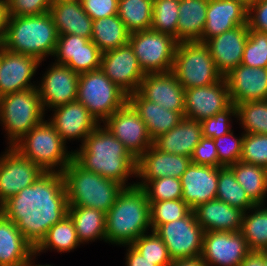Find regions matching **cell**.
<instances>
[{"label":"cell","mask_w":267,"mask_h":266,"mask_svg":"<svg viewBox=\"0 0 267 266\" xmlns=\"http://www.w3.org/2000/svg\"><path fill=\"white\" fill-rule=\"evenodd\" d=\"M65 180L62 173L44 172L30 186L0 206V212L17 224V228L34 248L47 231L68 215Z\"/></svg>","instance_id":"cell-1"},{"label":"cell","mask_w":267,"mask_h":266,"mask_svg":"<svg viewBox=\"0 0 267 266\" xmlns=\"http://www.w3.org/2000/svg\"><path fill=\"white\" fill-rule=\"evenodd\" d=\"M73 160L84 170L116 181L124 188L136 185L125 183L130 175H136L137 160L106 127L99 125L92 131L80 149L73 152Z\"/></svg>","instance_id":"cell-2"},{"label":"cell","mask_w":267,"mask_h":266,"mask_svg":"<svg viewBox=\"0 0 267 266\" xmlns=\"http://www.w3.org/2000/svg\"><path fill=\"white\" fill-rule=\"evenodd\" d=\"M150 203L145 191L135 185L117 195L106 213V242L131 245L150 226Z\"/></svg>","instance_id":"cell-3"},{"label":"cell","mask_w":267,"mask_h":266,"mask_svg":"<svg viewBox=\"0 0 267 266\" xmlns=\"http://www.w3.org/2000/svg\"><path fill=\"white\" fill-rule=\"evenodd\" d=\"M58 32L51 14L9 16L2 47L35 57L40 62L54 54Z\"/></svg>","instance_id":"cell-4"},{"label":"cell","mask_w":267,"mask_h":266,"mask_svg":"<svg viewBox=\"0 0 267 266\" xmlns=\"http://www.w3.org/2000/svg\"><path fill=\"white\" fill-rule=\"evenodd\" d=\"M69 206L91 207L104 213L114 205L123 186L84 170L72 160L62 172Z\"/></svg>","instance_id":"cell-5"},{"label":"cell","mask_w":267,"mask_h":266,"mask_svg":"<svg viewBox=\"0 0 267 266\" xmlns=\"http://www.w3.org/2000/svg\"><path fill=\"white\" fill-rule=\"evenodd\" d=\"M65 144L51 123L43 120L12 147L44 172H54L60 166L56 172L62 173L73 160V151L67 153Z\"/></svg>","instance_id":"cell-6"},{"label":"cell","mask_w":267,"mask_h":266,"mask_svg":"<svg viewBox=\"0 0 267 266\" xmlns=\"http://www.w3.org/2000/svg\"><path fill=\"white\" fill-rule=\"evenodd\" d=\"M44 111L37 88L0 97V120L8 134L10 147L44 120Z\"/></svg>","instance_id":"cell-7"},{"label":"cell","mask_w":267,"mask_h":266,"mask_svg":"<svg viewBox=\"0 0 267 266\" xmlns=\"http://www.w3.org/2000/svg\"><path fill=\"white\" fill-rule=\"evenodd\" d=\"M172 72L184 89L209 86L224 78L208 46L198 41L178 42Z\"/></svg>","instance_id":"cell-8"},{"label":"cell","mask_w":267,"mask_h":266,"mask_svg":"<svg viewBox=\"0 0 267 266\" xmlns=\"http://www.w3.org/2000/svg\"><path fill=\"white\" fill-rule=\"evenodd\" d=\"M77 101L104 123L128 101V95L98 69L79 75Z\"/></svg>","instance_id":"cell-9"},{"label":"cell","mask_w":267,"mask_h":266,"mask_svg":"<svg viewBox=\"0 0 267 266\" xmlns=\"http://www.w3.org/2000/svg\"><path fill=\"white\" fill-rule=\"evenodd\" d=\"M128 43L145 74L172 71L178 41L171 35L142 30L130 33Z\"/></svg>","instance_id":"cell-10"},{"label":"cell","mask_w":267,"mask_h":266,"mask_svg":"<svg viewBox=\"0 0 267 266\" xmlns=\"http://www.w3.org/2000/svg\"><path fill=\"white\" fill-rule=\"evenodd\" d=\"M155 233L166 245L172 260L201 256L205 231L193 210L184 218L160 225Z\"/></svg>","instance_id":"cell-11"},{"label":"cell","mask_w":267,"mask_h":266,"mask_svg":"<svg viewBox=\"0 0 267 266\" xmlns=\"http://www.w3.org/2000/svg\"><path fill=\"white\" fill-rule=\"evenodd\" d=\"M104 122L136 160L153 145L146 124L128 101Z\"/></svg>","instance_id":"cell-12"},{"label":"cell","mask_w":267,"mask_h":266,"mask_svg":"<svg viewBox=\"0 0 267 266\" xmlns=\"http://www.w3.org/2000/svg\"><path fill=\"white\" fill-rule=\"evenodd\" d=\"M251 253L240 231H206L201 258L207 266H240Z\"/></svg>","instance_id":"cell-13"},{"label":"cell","mask_w":267,"mask_h":266,"mask_svg":"<svg viewBox=\"0 0 267 266\" xmlns=\"http://www.w3.org/2000/svg\"><path fill=\"white\" fill-rule=\"evenodd\" d=\"M100 69L127 95L138 91L146 75L129 43L103 52Z\"/></svg>","instance_id":"cell-14"},{"label":"cell","mask_w":267,"mask_h":266,"mask_svg":"<svg viewBox=\"0 0 267 266\" xmlns=\"http://www.w3.org/2000/svg\"><path fill=\"white\" fill-rule=\"evenodd\" d=\"M44 171L9 146L0 157V206L20 190L32 185Z\"/></svg>","instance_id":"cell-15"},{"label":"cell","mask_w":267,"mask_h":266,"mask_svg":"<svg viewBox=\"0 0 267 266\" xmlns=\"http://www.w3.org/2000/svg\"><path fill=\"white\" fill-rule=\"evenodd\" d=\"M184 117L201 122L227 109L232 103L225 78L209 86L185 89Z\"/></svg>","instance_id":"cell-16"},{"label":"cell","mask_w":267,"mask_h":266,"mask_svg":"<svg viewBox=\"0 0 267 266\" xmlns=\"http://www.w3.org/2000/svg\"><path fill=\"white\" fill-rule=\"evenodd\" d=\"M59 65H65L74 72H84L100 69L102 52L90 39L77 35H58L54 51Z\"/></svg>","instance_id":"cell-17"},{"label":"cell","mask_w":267,"mask_h":266,"mask_svg":"<svg viewBox=\"0 0 267 266\" xmlns=\"http://www.w3.org/2000/svg\"><path fill=\"white\" fill-rule=\"evenodd\" d=\"M41 62L35 57L0 48V97L37 86L30 83Z\"/></svg>","instance_id":"cell-18"},{"label":"cell","mask_w":267,"mask_h":266,"mask_svg":"<svg viewBox=\"0 0 267 266\" xmlns=\"http://www.w3.org/2000/svg\"><path fill=\"white\" fill-rule=\"evenodd\" d=\"M78 73L65 65L53 63L37 86L43 109L77 101Z\"/></svg>","instance_id":"cell-19"},{"label":"cell","mask_w":267,"mask_h":266,"mask_svg":"<svg viewBox=\"0 0 267 266\" xmlns=\"http://www.w3.org/2000/svg\"><path fill=\"white\" fill-rule=\"evenodd\" d=\"M191 163V158L159 150L154 144L137 159L136 177L143 187L148 181L163 177L181 178Z\"/></svg>","instance_id":"cell-20"},{"label":"cell","mask_w":267,"mask_h":266,"mask_svg":"<svg viewBox=\"0 0 267 266\" xmlns=\"http://www.w3.org/2000/svg\"><path fill=\"white\" fill-rule=\"evenodd\" d=\"M138 92L148 101L162 105V108L185 112V89L172 71L146 74L141 81Z\"/></svg>","instance_id":"cell-21"},{"label":"cell","mask_w":267,"mask_h":266,"mask_svg":"<svg viewBox=\"0 0 267 266\" xmlns=\"http://www.w3.org/2000/svg\"><path fill=\"white\" fill-rule=\"evenodd\" d=\"M224 78L232 104L267 100V68L240 64Z\"/></svg>","instance_id":"cell-22"},{"label":"cell","mask_w":267,"mask_h":266,"mask_svg":"<svg viewBox=\"0 0 267 266\" xmlns=\"http://www.w3.org/2000/svg\"><path fill=\"white\" fill-rule=\"evenodd\" d=\"M249 36V27L239 25L221 35L210 38L208 46L215 65L224 77L242 63V56Z\"/></svg>","instance_id":"cell-23"},{"label":"cell","mask_w":267,"mask_h":266,"mask_svg":"<svg viewBox=\"0 0 267 266\" xmlns=\"http://www.w3.org/2000/svg\"><path fill=\"white\" fill-rule=\"evenodd\" d=\"M56 109V110H55ZM51 125L56 129L62 140L85 138L94 131L100 123L80 102L74 101L54 108Z\"/></svg>","instance_id":"cell-24"},{"label":"cell","mask_w":267,"mask_h":266,"mask_svg":"<svg viewBox=\"0 0 267 266\" xmlns=\"http://www.w3.org/2000/svg\"><path fill=\"white\" fill-rule=\"evenodd\" d=\"M180 179L182 199L192 210L202 203L216 199L218 167L190 163Z\"/></svg>","instance_id":"cell-25"},{"label":"cell","mask_w":267,"mask_h":266,"mask_svg":"<svg viewBox=\"0 0 267 266\" xmlns=\"http://www.w3.org/2000/svg\"><path fill=\"white\" fill-rule=\"evenodd\" d=\"M248 8L235 0H208L206 24L201 39L206 43L210 38L221 35L239 25L247 24Z\"/></svg>","instance_id":"cell-26"},{"label":"cell","mask_w":267,"mask_h":266,"mask_svg":"<svg viewBox=\"0 0 267 266\" xmlns=\"http://www.w3.org/2000/svg\"><path fill=\"white\" fill-rule=\"evenodd\" d=\"M198 224L206 231H241L244 212L218 199L210 200L193 209Z\"/></svg>","instance_id":"cell-27"},{"label":"cell","mask_w":267,"mask_h":266,"mask_svg":"<svg viewBox=\"0 0 267 266\" xmlns=\"http://www.w3.org/2000/svg\"><path fill=\"white\" fill-rule=\"evenodd\" d=\"M49 13L58 35H77L91 40L93 19L83 10L81 0H53Z\"/></svg>","instance_id":"cell-28"},{"label":"cell","mask_w":267,"mask_h":266,"mask_svg":"<svg viewBox=\"0 0 267 266\" xmlns=\"http://www.w3.org/2000/svg\"><path fill=\"white\" fill-rule=\"evenodd\" d=\"M34 255V246L17 224L0 212V266H26Z\"/></svg>","instance_id":"cell-29"},{"label":"cell","mask_w":267,"mask_h":266,"mask_svg":"<svg viewBox=\"0 0 267 266\" xmlns=\"http://www.w3.org/2000/svg\"><path fill=\"white\" fill-rule=\"evenodd\" d=\"M201 138V122L184 117L173 129L155 138L153 144L164 152L191 157Z\"/></svg>","instance_id":"cell-30"},{"label":"cell","mask_w":267,"mask_h":266,"mask_svg":"<svg viewBox=\"0 0 267 266\" xmlns=\"http://www.w3.org/2000/svg\"><path fill=\"white\" fill-rule=\"evenodd\" d=\"M128 102L139 113L153 140L173 129L184 118L180 112L164 109L162 105L148 101L138 91L128 95Z\"/></svg>","instance_id":"cell-31"},{"label":"cell","mask_w":267,"mask_h":266,"mask_svg":"<svg viewBox=\"0 0 267 266\" xmlns=\"http://www.w3.org/2000/svg\"><path fill=\"white\" fill-rule=\"evenodd\" d=\"M208 0H180L177 21V41L193 42L202 37Z\"/></svg>","instance_id":"cell-32"},{"label":"cell","mask_w":267,"mask_h":266,"mask_svg":"<svg viewBox=\"0 0 267 266\" xmlns=\"http://www.w3.org/2000/svg\"><path fill=\"white\" fill-rule=\"evenodd\" d=\"M68 215L74 222L80 243L97 238L106 241V213L91 207L69 206Z\"/></svg>","instance_id":"cell-33"},{"label":"cell","mask_w":267,"mask_h":266,"mask_svg":"<svg viewBox=\"0 0 267 266\" xmlns=\"http://www.w3.org/2000/svg\"><path fill=\"white\" fill-rule=\"evenodd\" d=\"M129 38L130 32L118 15L93 21L91 40L102 53L128 44Z\"/></svg>","instance_id":"cell-34"},{"label":"cell","mask_w":267,"mask_h":266,"mask_svg":"<svg viewBox=\"0 0 267 266\" xmlns=\"http://www.w3.org/2000/svg\"><path fill=\"white\" fill-rule=\"evenodd\" d=\"M229 168L249 198L256 205H263L267 193V168L242 161H238Z\"/></svg>","instance_id":"cell-35"},{"label":"cell","mask_w":267,"mask_h":266,"mask_svg":"<svg viewBox=\"0 0 267 266\" xmlns=\"http://www.w3.org/2000/svg\"><path fill=\"white\" fill-rule=\"evenodd\" d=\"M80 245L73 220L66 215L61 221L54 224L45 237L35 247V254H39L48 248L61 252H70ZM47 248V249H46Z\"/></svg>","instance_id":"cell-36"},{"label":"cell","mask_w":267,"mask_h":266,"mask_svg":"<svg viewBox=\"0 0 267 266\" xmlns=\"http://www.w3.org/2000/svg\"><path fill=\"white\" fill-rule=\"evenodd\" d=\"M153 0H119L117 15L130 33L148 30L152 24Z\"/></svg>","instance_id":"cell-37"},{"label":"cell","mask_w":267,"mask_h":266,"mask_svg":"<svg viewBox=\"0 0 267 266\" xmlns=\"http://www.w3.org/2000/svg\"><path fill=\"white\" fill-rule=\"evenodd\" d=\"M216 199L230 206L249 211L256 204L249 198L246 191L236 181L233 171L229 167H218V189Z\"/></svg>","instance_id":"cell-38"},{"label":"cell","mask_w":267,"mask_h":266,"mask_svg":"<svg viewBox=\"0 0 267 266\" xmlns=\"http://www.w3.org/2000/svg\"><path fill=\"white\" fill-rule=\"evenodd\" d=\"M257 204L252 207L255 212L251 215L244 212L241 233L251 251L267 248V208ZM256 209V210H255Z\"/></svg>","instance_id":"cell-39"},{"label":"cell","mask_w":267,"mask_h":266,"mask_svg":"<svg viewBox=\"0 0 267 266\" xmlns=\"http://www.w3.org/2000/svg\"><path fill=\"white\" fill-rule=\"evenodd\" d=\"M236 117L246 133L267 134V100L236 104Z\"/></svg>","instance_id":"cell-40"},{"label":"cell","mask_w":267,"mask_h":266,"mask_svg":"<svg viewBox=\"0 0 267 266\" xmlns=\"http://www.w3.org/2000/svg\"><path fill=\"white\" fill-rule=\"evenodd\" d=\"M180 0H153L151 30L171 35L177 40Z\"/></svg>","instance_id":"cell-41"},{"label":"cell","mask_w":267,"mask_h":266,"mask_svg":"<svg viewBox=\"0 0 267 266\" xmlns=\"http://www.w3.org/2000/svg\"><path fill=\"white\" fill-rule=\"evenodd\" d=\"M192 209L183 199L150 203V225L155 231L160 225L184 218Z\"/></svg>","instance_id":"cell-42"},{"label":"cell","mask_w":267,"mask_h":266,"mask_svg":"<svg viewBox=\"0 0 267 266\" xmlns=\"http://www.w3.org/2000/svg\"><path fill=\"white\" fill-rule=\"evenodd\" d=\"M131 246L157 266H169L172 263L166 245L155 231L151 235H141Z\"/></svg>","instance_id":"cell-43"},{"label":"cell","mask_w":267,"mask_h":266,"mask_svg":"<svg viewBox=\"0 0 267 266\" xmlns=\"http://www.w3.org/2000/svg\"><path fill=\"white\" fill-rule=\"evenodd\" d=\"M142 189L145 191L149 203L182 199L180 178L163 177L150 180Z\"/></svg>","instance_id":"cell-44"},{"label":"cell","mask_w":267,"mask_h":266,"mask_svg":"<svg viewBox=\"0 0 267 266\" xmlns=\"http://www.w3.org/2000/svg\"><path fill=\"white\" fill-rule=\"evenodd\" d=\"M242 65L267 68V33L249 30L242 56Z\"/></svg>","instance_id":"cell-45"},{"label":"cell","mask_w":267,"mask_h":266,"mask_svg":"<svg viewBox=\"0 0 267 266\" xmlns=\"http://www.w3.org/2000/svg\"><path fill=\"white\" fill-rule=\"evenodd\" d=\"M239 161L267 168V134H243Z\"/></svg>","instance_id":"cell-46"},{"label":"cell","mask_w":267,"mask_h":266,"mask_svg":"<svg viewBox=\"0 0 267 266\" xmlns=\"http://www.w3.org/2000/svg\"><path fill=\"white\" fill-rule=\"evenodd\" d=\"M228 139H230L229 142L226 141ZM213 140L218 153L219 167H229L240 160L243 135L242 137L236 138L233 136L232 131Z\"/></svg>","instance_id":"cell-47"},{"label":"cell","mask_w":267,"mask_h":266,"mask_svg":"<svg viewBox=\"0 0 267 266\" xmlns=\"http://www.w3.org/2000/svg\"><path fill=\"white\" fill-rule=\"evenodd\" d=\"M231 115L236 117L235 104H231L224 111L202 120V137L214 139L231 132L230 123L228 124Z\"/></svg>","instance_id":"cell-48"},{"label":"cell","mask_w":267,"mask_h":266,"mask_svg":"<svg viewBox=\"0 0 267 266\" xmlns=\"http://www.w3.org/2000/svg\"><path fill=\"white\" fill-rule=\"evenodd\" d=\"M53 0H7L9 16H31L48 13Z\"/></svg>","instance_id":"cell-49"},{"label":"cell","mask_w":267,"mask_h":266,"mask_svg":"<svg viewBox=\"0 0 267 266\" xmlns=\"http://www.w3.org/2000/svg\"><path fill=\"white\" fill-rule=\"evenodd\" d=\"M190 158L193 164L219 167L218 153L212 138L202 137Z\"/></svg>","instance_id":"cell-50"},{"label":"cell","mask_w":267,"mask_h":266,"mask_svg":"<svg viewBox=\"0 0 267 266\" xmlns=\"http://www.w3.org/2000/svg\"><path fill=\"white\" fill-rule=\"evenodd\" d=\"M119 0H81L83 10L94 20L117 15Z\"/></svg>","instance_id":"cell-51"},{"label":"cell","mask_w":267,"mask_h":266,"mask_svg":"<svg viewBox=\"0 0 267 266\" xmlns=\"http://www.w3.org/2000/svg\"><path fill=\"white\" fill-rule=\"evenodd\" d=\"M247 24L249 30L267 33V0H253L251 2L248 7Z\"/></svg>","instance_id":"cell-52"},{"label":"cell","mask_w":267,"mask_h":266,"mask_svg":"<svg viewBox=\"0 0 267 266\" xmlns=\"http://www.w3.org/2000/svg\"><path fill=\"white\" fill-rule=\"evenodd\" d=\"M128 252L126 257L127 266H157L153 262L142 256L137 250H135L131 245L128 246Z\"/></svg>","instance_id":"cell-53"},{"label":"cell","mask_w":267,"mask_h":266,"mask_svg":"<svg viewBox=\"0 0 267 266\" xmlns=\"http://www.w3.org/2000/svg\"><path fill=\"white\" fill-rule=\"evenodd\" d=\"M9 14L7 0H0V46L2 47Z\"/></svg>","instance_id":"cell-54"},{"label":"cell","mask_w":267,"mask_h":266,"mask_svg":"<svg viewBox=\"0 0 267 266\" xmlns=\"http://www.w3.org/2000/svg\"><path fill=\"white\" fill-rule=\"evenodd\" d=\"M240 266H265V264L262 255L258 251H251Z\"/></svg>","instance_id":"cell-55"},{"label":"cell","mask_w":267,"mask_h":266,"mask_svg":"<svg viewBox=\"0 0 267 266\" xmlns=\"http://www.w3.org/2000/svg\"><path fill=\"white\" fill-rule=\"evenodd\" d=\"M169 266H207L201 256L186 259L172 260Z\"/></svg>","instance_id":"cell-56"},{"label":"cell","mask_w":267,"mask_h":266,"mask_svg":"<svg viewBox=\"0 0 267 266\" xmlns=\"http://www.w3.org/2000/svg\"><path fill=\"white\" fill-rule=\"evenodd\" d=\"M258 252L262 255V257L264 259V264H265V266H267V248L266 249H262V250H260Z\"/></svg>","instance_id":"cell-57"},{"label":"cell","mask_w":267,"mask_h":266,"mask_svg":"<svg viewBox=\"0 0 267 266\" xmlns=\"http://www.w3.org/2000/svg\"><path fill=\"white\" fill-rule=\"evenodd\" d=\"M235 1H238L242 4H244L248 8L253 0H235Z\"/></svg>","instance_id":"cell-58"},{"label":"cell","mask_w":267,"mask_h":266,"mask_svg":"<svg viewBox=\"0 0 267 266\" xmlns=\"http://www.w3.org/2000/svg\"><path fill=\"white\" fill-rule=\"evenodd\" d=\"M32 260H33V257L31 258V260L29 261V263L26 266H34V265H32ZM35 266H51V265H35Z\"/></svg>","instance_id":"cell-59"}]
</instances>
